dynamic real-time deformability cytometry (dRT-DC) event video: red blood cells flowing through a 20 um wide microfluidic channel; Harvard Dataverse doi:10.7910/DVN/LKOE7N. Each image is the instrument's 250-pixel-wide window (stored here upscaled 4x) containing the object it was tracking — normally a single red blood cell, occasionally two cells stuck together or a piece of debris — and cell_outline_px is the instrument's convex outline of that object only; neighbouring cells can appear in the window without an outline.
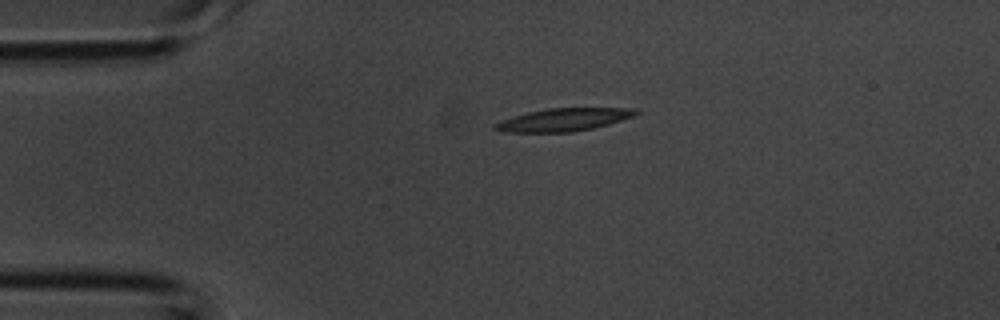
{"species": "common noctule bat (a hibernating species)", "species_latin": "Nyctalus noctula", "temperature_condition": "room temperature", "stored_images_in_passage": 3, "camera_frame_rate_fps": 3000, "um_per_image_px": 0.085, "animal": {"sex": "male", "body_mass_g": 20.1, "forearm_length_mm": 53.5}, "frame": {"image": 1, "passage_image": 1, "time_ms": 0.0, "image_size_px": [1000, 320], "cell_outline_px": [[640, 112], [636, 116], [608, 124], [592, 128], [572, 132], [508, 132], [492, 128], [492, 124], [528, 112], [548, 108], [636, 108]], "centroid_in_image_um": [47.97, 10.17], "position_along_channel_um": 37.0, "area_um2": 18.55}}
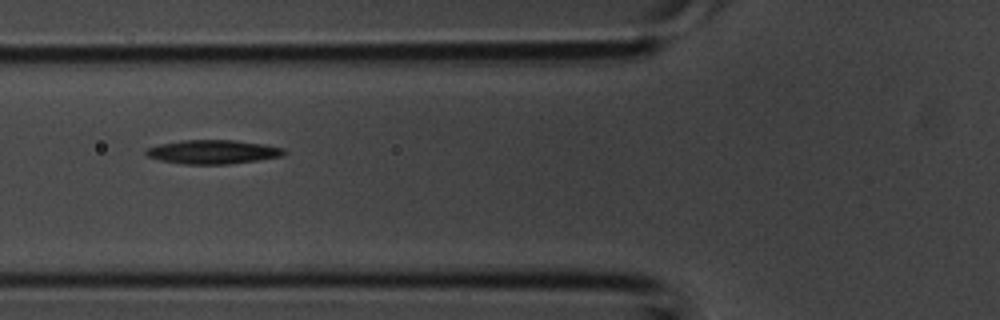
{"frame": {"image": 2, "passage_image": 3, "time_ms": 0.667, "image_size_px": [1000, 320], "cell_outline_px": [[288, 152], [280, 156], [256, 160], [228, 164], [184, 164], [160, 160], [148, 156], [144, 152], [144, 148], [160, 144], [184, 140], [236, 140], [264, 144], [284, 148]], "centroid_in_image_um": [18.08, 12.9], "position_along_channel_um": 107.7, "area_um2": 19.19}}